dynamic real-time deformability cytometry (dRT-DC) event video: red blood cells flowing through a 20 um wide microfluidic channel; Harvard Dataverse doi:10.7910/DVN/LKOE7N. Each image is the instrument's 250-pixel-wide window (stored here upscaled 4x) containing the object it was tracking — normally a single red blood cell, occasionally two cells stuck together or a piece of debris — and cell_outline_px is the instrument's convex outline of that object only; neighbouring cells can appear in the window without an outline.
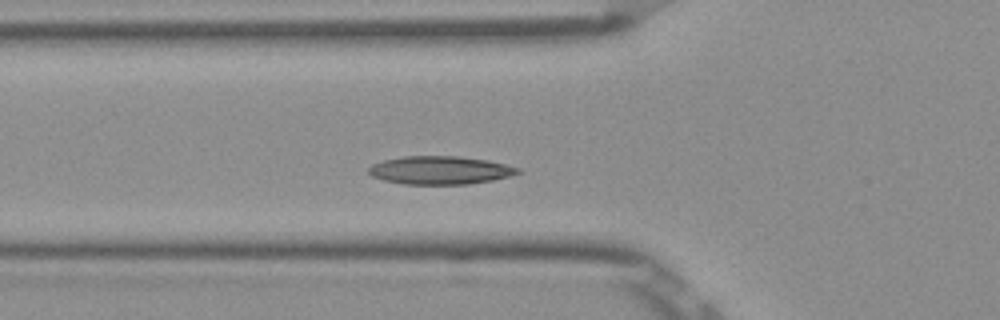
{"species": "Egyptian fruit bat (a non-hibernating species)", "species_latin": "Rousettus aegyptiacus", "temperature_condition": "room temperature", "stored_images_in_passage": 37, "camera_frame_rate_fps": 3000, "um_per_image_px": 0.085, "frame": {"image": 1, "passage_image": 2, "time_ms": 0.333, "image_size_px": [1000, 320], "cell_outline_px": [[520, 172], [508, 176], [492, 180], [468, 184], [404, 184], [384, 180], [372, 176], [368, 172], [368, 168], [372, 164], [384, 160], [404, 156], [456, 156], [488, 160], [520, 168]], "centroid_in_image_um": [37.38, 14.46], "position_along_channel_um": 88.4, "area_um2": 24.33}}
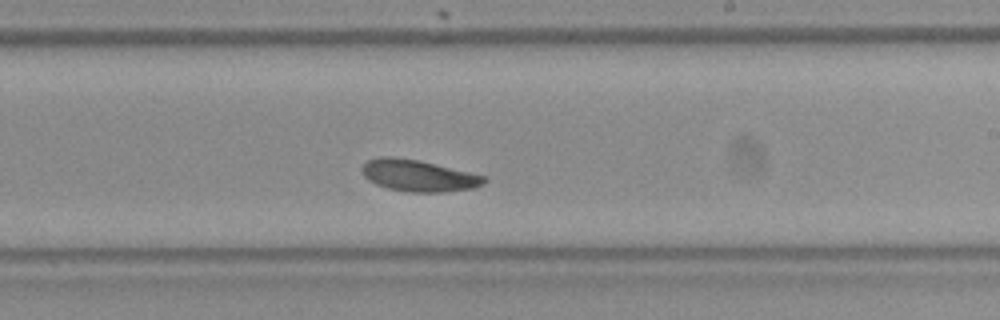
{"frame": {"image": 2, "passage_image": 15, "time_ms": 4.667, "image_size_px": [1000, 320], "cell_outline_px": [[488, 180], [484, 184], [476, 188], [444, 192], [408, 192], [388, 188], [376, 184], [368, 180], [364, 176], [360, 168], [368, 160], [376, 156], [392, 156], [420, 160], [488, 176]], "centroid_in_image_um": [35.6, 14.92], "position_along_channel_um": 253.4, "area_um2": 22.95}}
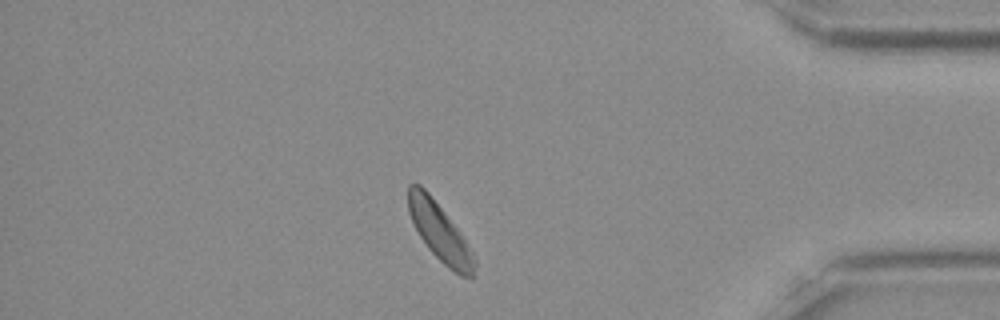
{"frame": {"image": 3, "passage_image": 29, "time_ms": 9.333, "image_size_px": [1000, 320], "cell_outline_px": [[476, 264], [472, 276], [460, 276], [448, 268], [428, 248], [420, 236], [408, 212], [408, 184], [420, 184], [428, 192], [444, 212], [456, 228], [464, 240]], "centroid_in_image_um": [37.32, 19.71], "position_along_channel_um": 397.9, "area_um2": 21.39}}